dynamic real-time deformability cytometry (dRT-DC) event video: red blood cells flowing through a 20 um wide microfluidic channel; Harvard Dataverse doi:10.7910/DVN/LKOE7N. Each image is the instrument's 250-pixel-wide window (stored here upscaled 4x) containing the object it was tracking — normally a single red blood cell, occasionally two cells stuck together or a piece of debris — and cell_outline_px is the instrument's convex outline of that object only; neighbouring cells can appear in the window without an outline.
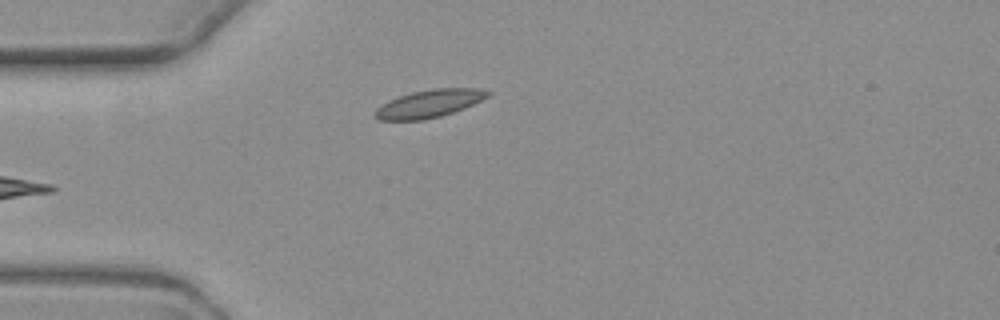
{"species": "common noctule bat (a hibernating species)", "species_latin": "Nyctalus noctula", "temperature_condition": "warm", "stored_images_in_passage": 3, "camera_frame_rate_fps": 3000, "um_per_image_px": 0.085, "animal": {"sex": "female", "body_mass_g": 19.3, "forearm_length_mm": 54.1}, "frame": {"image": 1, "passage_image": 3, "time_ms": 2.667, "image_size_px": [1000, 320], "cell_outline_px": [[492, 92], [488, 96], [464, 108], [440, 116], [424, 120], [380, 120], [372, 116], [372, 112], [376, 108], [400, 96], [412, 92], [432, 88], [480, 88]], "centroid_in_image_um": [36.47, 8.81], "position_along_channel_um": 48.5, "area_um2": 18.09}}